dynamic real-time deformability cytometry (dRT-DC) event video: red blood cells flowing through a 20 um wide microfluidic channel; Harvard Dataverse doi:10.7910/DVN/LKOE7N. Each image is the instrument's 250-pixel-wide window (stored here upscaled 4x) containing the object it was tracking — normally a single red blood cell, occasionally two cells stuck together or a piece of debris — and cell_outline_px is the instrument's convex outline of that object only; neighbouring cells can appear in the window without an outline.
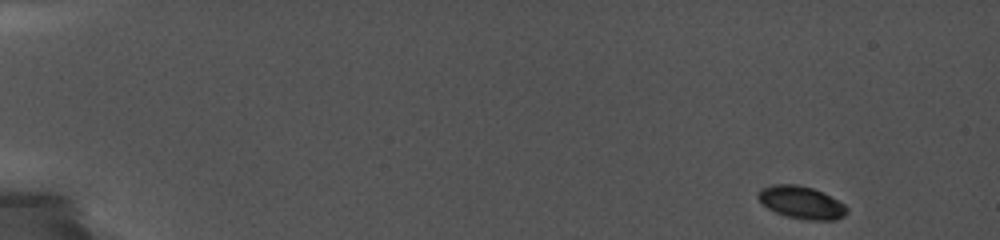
{"species": "common noctule bat (a hibernating species)", "species_latin": "Nyctalus noctula", "temperature_condition": "cold", "stored_images_in_passage": 78, "camera_frame_rate_fps": 5000, "um_per_image_px": 0.085, "animal": {"sex": "female", "body_mass_g": 19.0, "forearm_length_mm": 56.7}, "frame": {"image": 1, "passage_image": 1, "time_ms": 0.0, "image_size_px": [1000, 240], "cell_outline_px": [[848, 212], [844, 216], [836, 220], [804, 220], [788, 216], [776, 212], [768, 208], [756, 196], [760, 188], [772, 184], [796, 184], [812, 188], [844, 204], [848, 208]], "centroid_in_image_um": [68.11, 17.21], "position_along_channel_um": 16.9, "area_um2": 16.7}}
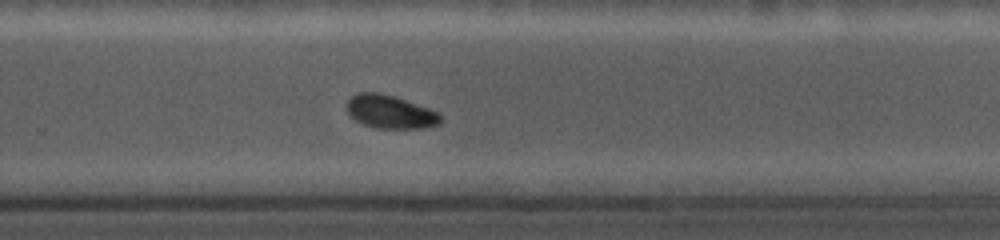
{"frame": {"image": 2, "passage_image": 69, "time_ms": 11.6, "image_size_px": [1000, 240], "cell_outline_px": [[440, 124], [424, 128], [376, 128], [364, 124], [348, 116], [344, 108], [348, 100], [352, 96], [360, 92], [380, 92], [440, 112]], "centroid_in_image_um": [33.12, 9.51], "position_along_channel_um": 296.7, "area_um2": 18.21}}
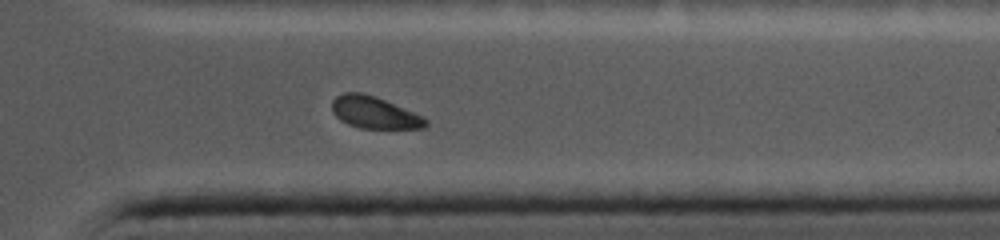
{"frame": {"image": 3, "passage_image": 78, "time_ms": 13.8, "image_size_px": [1000, 240], "cell_outline_px": [[428, 124], [424, 128], [360, 128], [348, 124], [340, 120], [332, 112], [332, 100], [336, 96], [344, 92], [360, 92], [376, 96], [412, 112], [428, 120]], "centroid_in_image_um": [31.77, 9.56], "position_along_channel_um": 379.6, "area_um2": 17.28}}